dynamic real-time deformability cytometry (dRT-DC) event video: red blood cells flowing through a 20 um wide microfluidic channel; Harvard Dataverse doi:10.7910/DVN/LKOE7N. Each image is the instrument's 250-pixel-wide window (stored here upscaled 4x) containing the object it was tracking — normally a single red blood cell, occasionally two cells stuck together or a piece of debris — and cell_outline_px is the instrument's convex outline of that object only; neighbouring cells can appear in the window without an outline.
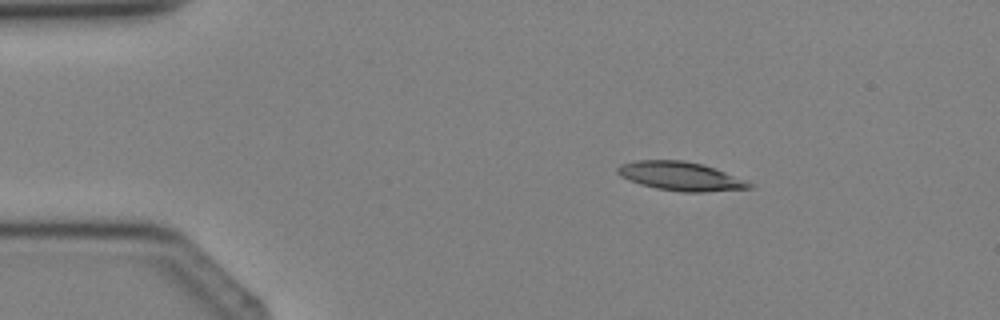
{"species": "Egyptian fruit bat (a non-hibernating species)", "species_latin": "Rousettus aegyptiacus", "temperature_condition": "cold", "stored_images_in_passage": 4, "camera_frame_rate_fps": 3000, "um_per_image_px": 0.085, "animal": {"sex": "female"}, "frame": {"image": 1, "passage_image": 2, "time_ms": 1.333, "image_size_px": [1000, 320], "cell_outline_px": [[756, 184], [752, 188], [704, 192], [684, 192], [656, 188], [640, 184], [628, 180], [620, 176], [616, 172], [616, 168], [620, 164], [636, 160], [684, 160], [704, 164], [748, 180]], "centroid_in_image_um": [57.88, 14.97], "position_along_channel_um": 27.1, "area_um2": 22.43}}